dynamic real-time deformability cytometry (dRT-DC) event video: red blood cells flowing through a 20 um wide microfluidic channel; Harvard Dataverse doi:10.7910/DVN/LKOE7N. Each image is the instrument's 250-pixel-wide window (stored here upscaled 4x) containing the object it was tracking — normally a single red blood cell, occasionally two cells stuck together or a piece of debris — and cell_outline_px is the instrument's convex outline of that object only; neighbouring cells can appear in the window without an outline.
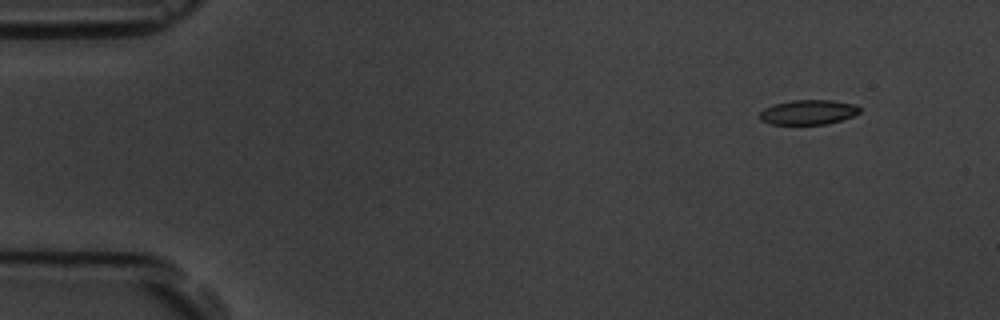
{"species": "common noctule bat (a hibernating species)", "species_latin": "Nyctalus noctula", "temperature_condition": "room temperature", "stored_images_in_passage": 4, "segment_of_instrument_passage": [2, 2], "camera_frame_rate_fps": 3000, "um_per_image_px": 0.085, "animal": {"sex": "male", "body_mass_g": 19.5, "forearm_length_mm": 54.6}, "frame": {"image": 1, "passage_image": 4, "time_ms": 4.0, "image_size_px": [1000, 320], "cell_outline_px": [[860, 112], [852, 116], [840, 120], [824, 124], [772, 124], [760, 120], [760, 112], [764, 108], [772, 104], [792, 100], [832, 100], [856, 104], [860, 108]], "centroid_in_image_um": [68.69, 9.52], "position_along_channel_um": 16.3, "area_um2": 14.39}}